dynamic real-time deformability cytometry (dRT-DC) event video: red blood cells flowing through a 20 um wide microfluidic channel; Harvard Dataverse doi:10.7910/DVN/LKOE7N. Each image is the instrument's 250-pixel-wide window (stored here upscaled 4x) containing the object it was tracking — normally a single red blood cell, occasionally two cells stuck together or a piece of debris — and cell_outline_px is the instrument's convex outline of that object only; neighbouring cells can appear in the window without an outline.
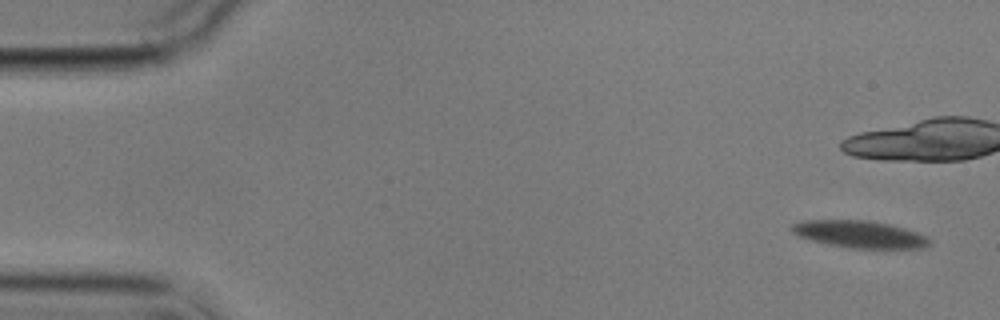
{"species": "common noctule bat (a hibernating species)", "species_latin": "Nyctalus noctula", "temperature_condition": "cold", "stored_images_in_passage": 9, "camera_frame_rate_fps": 3000, "um_per_image_px": 0.085, "animal": {"sex": "male", "body_mass_g": 17.9}, "frame": {"image": 1, "passage_image": 1, "time_ms": 0.0, "image_size_px": [1000, 320], "cell_outline_px": [[932, 244], [924, 248], [848, 248], [828, 244], [796, 236], [788, 228], [792, 224], [800, 220], [872, 220], [904, 228], [928, 236], [932, 240]], "centroid_in_image_um": [73.06, 19.91], "position_along_channel_um": 11.9, "area_um2": 22.14}}